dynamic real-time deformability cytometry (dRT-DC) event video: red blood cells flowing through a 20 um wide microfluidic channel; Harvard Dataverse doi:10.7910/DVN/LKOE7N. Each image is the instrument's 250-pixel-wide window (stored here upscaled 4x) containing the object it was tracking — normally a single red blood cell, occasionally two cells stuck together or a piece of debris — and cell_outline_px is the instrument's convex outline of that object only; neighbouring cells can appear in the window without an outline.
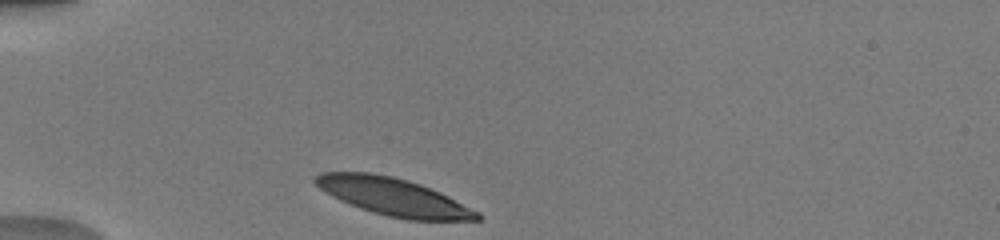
{"species": "human", "species_latin": "Homo sapiens", "temperature_condition": "warm", "stored_images_in_passage": 31, "camera_frame_rate_fps": 3000, "um_per_image_px": 0.085, "donor": {"sex": "male"}, "frame": {"image": 1, "passage_image": 1, "time_ms": 0.0, "image_size_px": [1000, 240], "cell_outline_px": [[480, 220], [408, 220], [388, 216], [372, 212], [360, 208], [340, 200], [332, 196], [320, 188], [312, 180], [312, 176], [320, 172], [368, 172], [392, 176], [408, 180], [420, 184], [448, 196], [480, 212]], "centroid_in_image_um": [33.41, 16.72], "position_along_channel_um": 51.6, "area_um2": 35.26}}
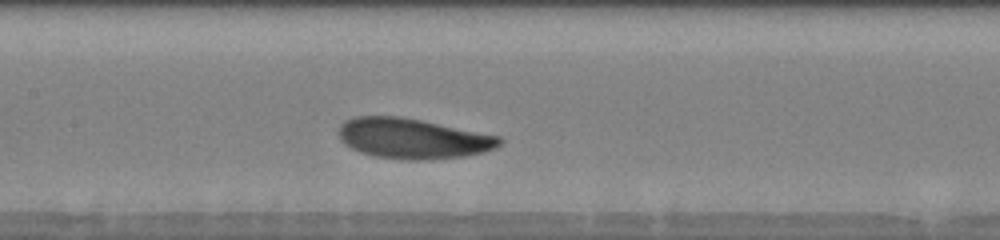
{"frame": {"image": 2, "passage_image": 12, "time_ms": 3.667, "image_size_px": [1000, 240], "cell_outline_px": [[504, 140], [496, 148], [484, 152], [464, 156], [428, 160], [404, 160], [372, 156], [360, 152], [344, 144], [340, 140], [340, 124], [344, 120], [356, 116], [400, 116], [500, 136]], "centroid_in_image_um": [35.08, 11.78], "position_along_channel_um": 172.3, "area_um2": 37.86}}
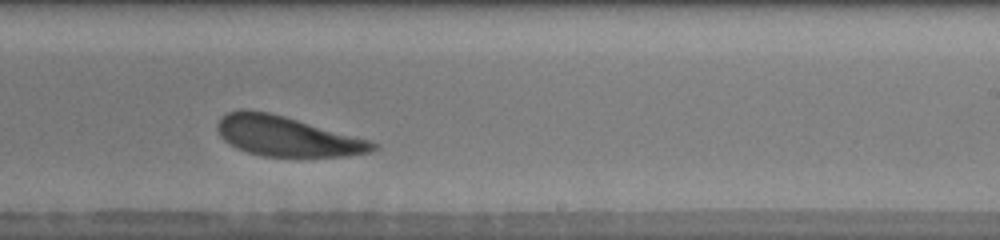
{"frame": {"image": 3, "passage_image": 19, "time_ms": 6.0, "image_size_px": [1000, 240], "cell_outline_px": [[380, 144], [372, 152], [348, 156], [264, 156], [248, 152], [236, 148], [224, 140], [220, 136], [216, 128], [216, 124], [220, 116], [228, 112], [244, 108], [268, 112], [284, 116], [372, 140]], "centroid_in_image_um": [24.39, 11.57], "position_along_channel_um": 264.6, "area_um2": 36.41}, "authors_computed_cell_mechanics": {"area_um2": 37.1076, "velocity_mm_per_s": 3.9591, "shape_relaxation_time_tau1_ms": 1.6182, "shape_relaxation_time_tau2_ms": null, "deformation_change_tau1": 0.1143, "deformation_change_tau2": null}}